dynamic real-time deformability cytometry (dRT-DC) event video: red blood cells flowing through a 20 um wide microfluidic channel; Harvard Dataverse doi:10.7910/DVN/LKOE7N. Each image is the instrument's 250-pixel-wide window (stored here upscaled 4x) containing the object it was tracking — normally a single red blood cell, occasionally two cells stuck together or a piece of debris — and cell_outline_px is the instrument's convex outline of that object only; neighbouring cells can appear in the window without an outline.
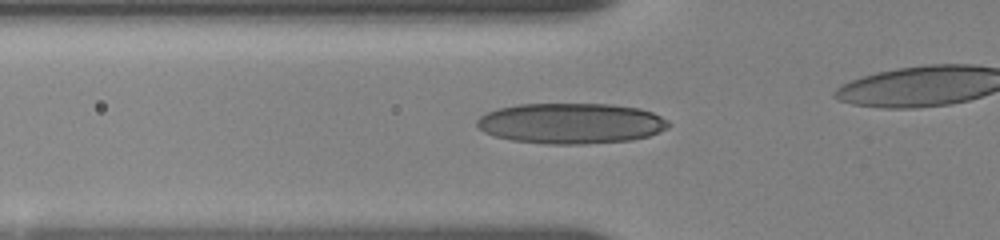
{"species": "human", "species_latin": "Homo sapiens", "temperature_condition": "room temperature", "stored_images_in_passage": 20, "camera_frame_rate_fps": 3000, "um_per_image_px": 0.085, "donor": {"sex": "female"}, "frame": {"image": 1, "passage_image": 2, "time_ms": 0.667, "image_size_px": [1000, 240], "cell_outline_px": [[668, 128], [648, 136], [632, 140], [584, 144], [548, 144], [512, 140], [496, 136], [484, 132], [476, 124], [476, 120], [480, 116], [488, 112], [500, 108], [516, 104], [608, 104], [640, 108], [652, 112], [668, 120]], "centroid_in_image_um": [48.54, 10.48], "position_along_channel_um": 77.3, "area_um2": 45.26}}
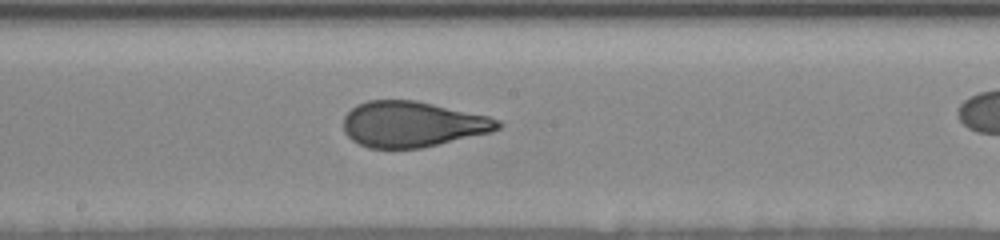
{"frame": {"image": 2, "passage_image": 9, "time_ms": 4.333, "image_size_px": [1000, 240], "cell_outline_px": [[504, 124], [500, 128], [492, 132], [420, 148], [368, 148], [352, 140], [344, 132], [344, 116], [356, 104], [368, 100], [416, 100], [488, 116], [500, 120]], "centroid_in_image_um": [35.06, 10.55], "position_along_channel_um": 213.1, "area_um2": 41.1}}
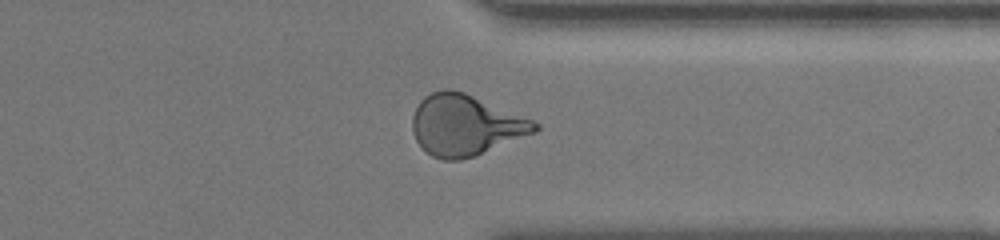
{"frame": {"image": 3, "passage_image": 19, "time_ms": 8.667, "image_size_px": [1000, 240], "cell_outline_px": [[540, 128], [536, 132], [476, 156], [460, 160], [444, 160], [432, 156], [416, 140], [412, 132], [412, 116], [420, 100], [424, 96], [432, 92], [444, 88], [452, 88], [464, 92], [532, 120], [540, 124]], "centroid_in_image_um": [39.55, 10.64], "position_along_channel_um": 371.9, "area_um2": 43.35}}